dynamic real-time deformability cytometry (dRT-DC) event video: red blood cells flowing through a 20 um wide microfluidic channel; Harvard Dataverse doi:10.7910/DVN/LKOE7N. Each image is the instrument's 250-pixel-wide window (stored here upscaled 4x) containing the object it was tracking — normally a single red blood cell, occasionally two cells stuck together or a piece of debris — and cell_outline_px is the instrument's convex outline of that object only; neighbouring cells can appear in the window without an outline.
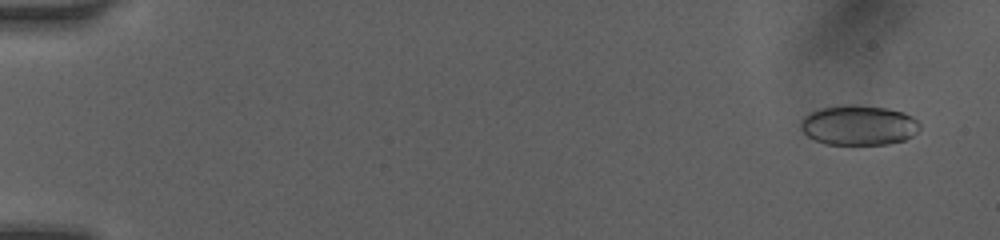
{"species": "human", "species_latin": "Homo sapiens", "temperature_condition": "room temperature", "stored_images_in_passage": 9, "camera_frame_rate_fps": 3000, "um_per_image_px": 0.085, "donor": {"sex": "female"}, "frame": {"image": 1, "passage_image": 2, "time_ms": 0.333, "image_size_px": [1000, 240], "cell_outline_px": [[920, 128], [912, 136], [904, 140], [888, 144], [824, 144], [808, 136], [800, 128], [800, 120], [808, 112], [820, 108], [840, 104], [856, 104], [884, 108], [904, 112], [912, 116], [920, 124]], "centroid_in_image_um": [72.96, 10.63], "position_along_channel_um": 12.0, "area_um2": 27.98}}
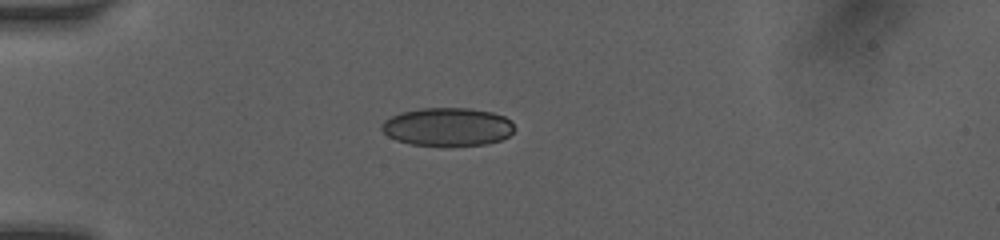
{"frame": {"image": 2, "passage_image": 8, "time_ms": 4.333, "image_size_px": [1000, 240], "cell_outline_px": [[516, 128], [508, 136], [500, 140], [484, 144], [452, 148], [412, 144], [396, 140], [388, 136], [380, 128], [380, 124], [384, 120], [400, 112], [420, 108], [468, 108], [492, 112], [504, 116]], "centroid_in_image_um": [38.02, 10.81], "position_along_channel_um": 47.0, "area_um2": 30.17}}